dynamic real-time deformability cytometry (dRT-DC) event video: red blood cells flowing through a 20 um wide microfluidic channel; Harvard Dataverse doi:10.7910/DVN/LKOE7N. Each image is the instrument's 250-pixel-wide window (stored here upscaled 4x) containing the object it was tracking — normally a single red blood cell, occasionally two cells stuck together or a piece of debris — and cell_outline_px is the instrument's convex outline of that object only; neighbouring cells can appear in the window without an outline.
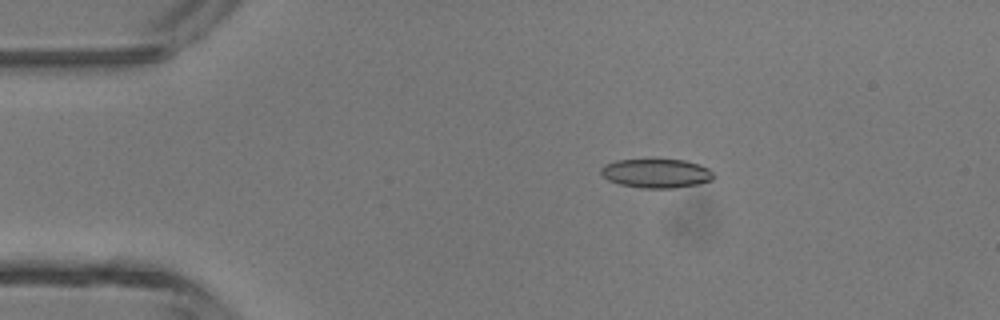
{"species": "common noctule bat (a hibernating species)", "species_latin": "Nyctalus noctula", "temperature_condition": "room temperature", "stored_images_in_passage": 4, "camera_frame_rate_fps": 3000, "um_per_image_px": 0.085, "animal": {"sex": "male", "body_mass_g": 13.3}, "frame": {"image": 1, "passage_image": 2, "time_ms": 0.333, "image_size_px": [1000, 320], "cell_outline_px": [[716, 176], [712, 180], [700, 184], [676, 188], [640, 188], [620, 184], [608, 180], [600, 172], [600, 168], [604, 164], [616, 160], [684, 160], [700, 164], [708, 168]], "centroid_in_image_um": [55.81, 14.74], "position_along_channel_um": 29.2, "area_um2": 19.19}}